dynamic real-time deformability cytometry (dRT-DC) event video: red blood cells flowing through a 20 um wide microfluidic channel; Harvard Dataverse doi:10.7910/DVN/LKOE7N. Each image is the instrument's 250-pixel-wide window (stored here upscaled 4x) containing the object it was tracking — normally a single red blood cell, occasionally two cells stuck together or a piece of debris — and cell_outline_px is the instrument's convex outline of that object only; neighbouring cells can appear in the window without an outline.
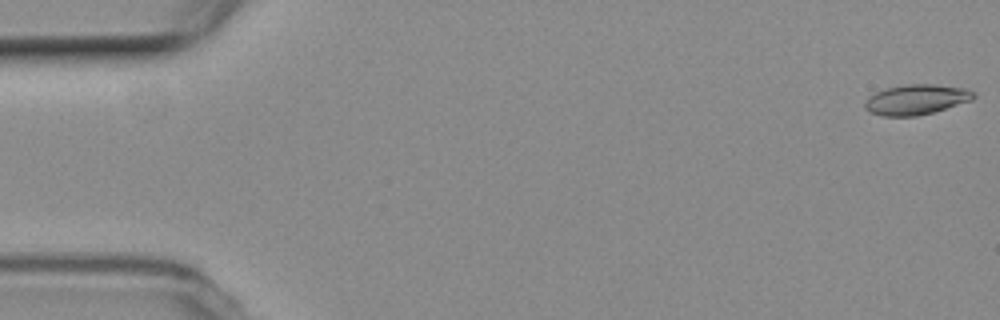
{"species": "common noctule bat (a hibernating species)", "species_latin": "Nyctalus noctula", "temperature_condition": "room temperature", "stored_images_in_passage": 8, "camera_frame_rate_fps": 3000, "um_per_image_px": 0.085, "animal": {"sex": "female", "body_mass_g": 19.3, "forearm_length_mm": 54.1}, "frame": {"image": 1, "passage_image": 1, "time_ms": 0.0, "image_size_px": [1000, 320], "cell_outline_px": [[976, 96], [972, 100], [932, 112], [916, 116], [884, 116], [872, 112], [864, 108], [864, 104], [868, 96], [884, 88], [904, 84], [936, 84], [968, 88], [976, 92]], "centroid_in_image_um": [77.9, 8.44], "position_along_channel_um": 7.1, "area_um2": 19.25}}
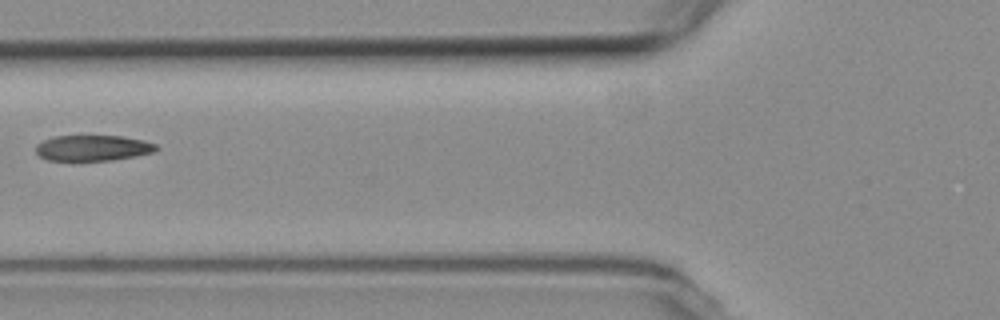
{"frame": {"image": 2, "passage_image": 7, "time_ms": 7.0, "image_size_px": [1000, 320], "cell_outline_px": [[160, 148], [156, 152], [112, 160], [48, 160], [40, 156], [36, 152], [36, 144], [52, 136], [124, 136], [144, 140], [156, 144]], "centroid_in_image_um": [7.93, 12.57], "position_along_channel_um": 117.9, "area_um2": 18.09}}
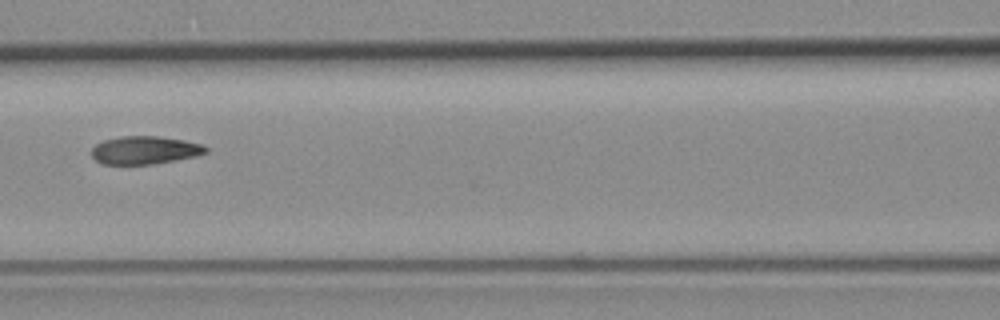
{"frame": {"image": 3, "passage_image": 8, "time_ms": 8.0, "image_size_px": [1000, 320], "cell_outline_px": [[208, 152], [196, 156], [176, 160], [152, 164], [104, 164], [96, 160], [92, 156], [92, 148], [96, 144], [104, 140], [120, 136], [160, 136], [184, 140], [204, 144], [208, 148]], "centroid_in_image_um": [12.34, 12.75], "position_along_channel_um": 154.3, "area_um2": 18.73}}